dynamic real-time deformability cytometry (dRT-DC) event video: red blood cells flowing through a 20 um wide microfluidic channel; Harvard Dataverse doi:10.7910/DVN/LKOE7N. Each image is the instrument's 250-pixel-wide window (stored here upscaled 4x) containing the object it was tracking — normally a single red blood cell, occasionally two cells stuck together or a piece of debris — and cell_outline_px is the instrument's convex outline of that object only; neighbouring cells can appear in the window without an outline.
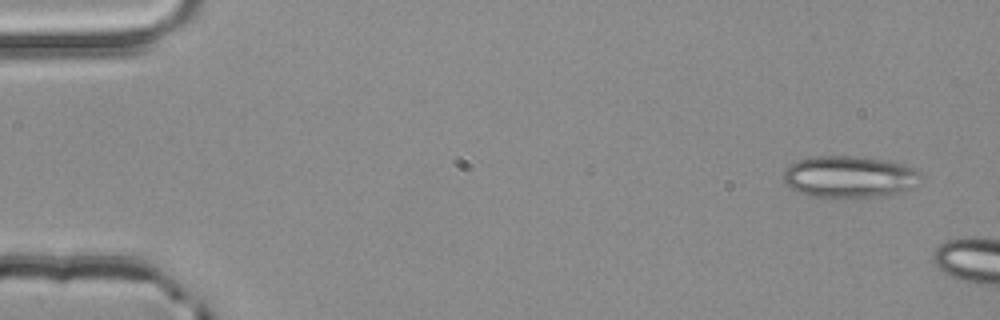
{"species": "common noctule bat (a hibernating species)", "species_latin": "Nyctalus noctula", "temperature_condition": "room temperature", "stored_images_in_passage": 2, "camera_frame_rate_fps": 3000, "um_per_image_px": 0.085, "animal": {"sex": "male", "body_mass_g": 20.4}, "frame": {"image": 1, "passage_image": 1, "time_ms": 0.0, "image_size_px": [1000, 320], "cell_outline_px": [[920, 172], [908, 188], [904, 192], [880, 196], [844, 200], [812, 196], [800, 192], [792, 188], [784, 180], [784, 168], [800, 160], [812, 156], [856, 156], [888, 160], [904, 164]], "centroid_in_image_um": [72.15, 15.05], "position_along_channel_um": 12.9, "area_um2": 33.52}}